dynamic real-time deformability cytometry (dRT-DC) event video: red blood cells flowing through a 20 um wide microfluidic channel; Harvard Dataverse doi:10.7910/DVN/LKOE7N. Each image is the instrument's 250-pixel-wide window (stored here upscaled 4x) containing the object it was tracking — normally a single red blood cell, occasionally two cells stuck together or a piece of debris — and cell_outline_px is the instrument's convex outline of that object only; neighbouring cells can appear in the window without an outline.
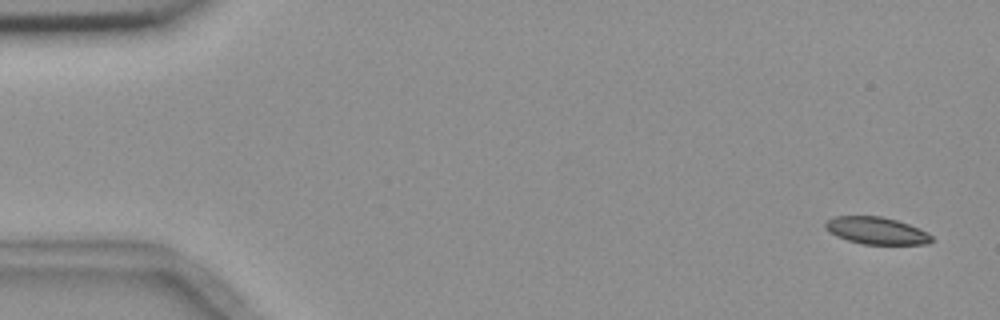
{"species": "common noctule bat (a hibernating species)", "species_latin": "Nyctalus noctula", "temperature_condition": "room temperature", "stored_images_in_passage": 4, "camera_frame_rate_fps": 3000, "um_per_image_px": 0.085, "animal": {"sex": "female", "body_mass_g": 18.4}, "frame": {"image": 1, "passage_image": 1, "time_ms": 0.0, "image_size_px": [1000, 320], "cell_outline_px": [[932, 240], [928, 244], [864, 244], [848, 240], [836, 236], [824, 228], [824, 224], [828, 220], [836, 216], [880, 216], [896, 220], [920, 228], [928, 232], [932, 236]], "centroid_in_image_um": [74.5, 19.6], "position_along_channel_um": 10.5, "area_um2": 16.76}}
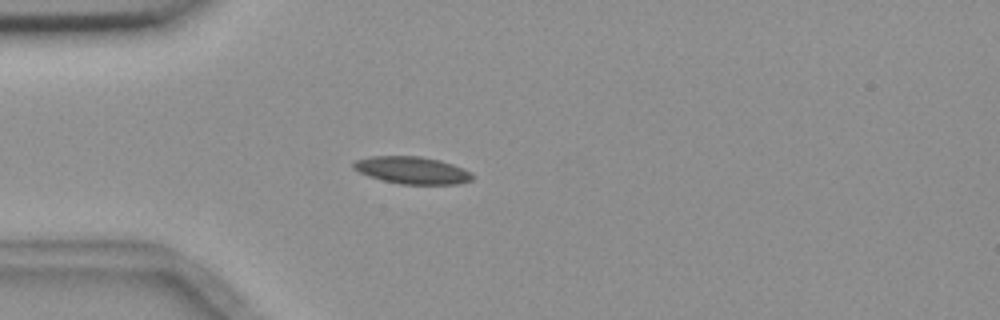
{"frame": {"image": 2, "passage_image": 4, "time_ms": 4.333, "image_size_px": [1000, 320], "cell_outline_px": [[472, 180], [460, 184], [400, 184], [368, 176], [352, 168], [352, 164], [356, 160], [372, 156], [420, 156], [440, 160], [464, 168], [472, 172]], "centroid_in_image_um": [35.05, 14.47], "position_along_channel_um": 50.0, "area_um2": 18.9}}